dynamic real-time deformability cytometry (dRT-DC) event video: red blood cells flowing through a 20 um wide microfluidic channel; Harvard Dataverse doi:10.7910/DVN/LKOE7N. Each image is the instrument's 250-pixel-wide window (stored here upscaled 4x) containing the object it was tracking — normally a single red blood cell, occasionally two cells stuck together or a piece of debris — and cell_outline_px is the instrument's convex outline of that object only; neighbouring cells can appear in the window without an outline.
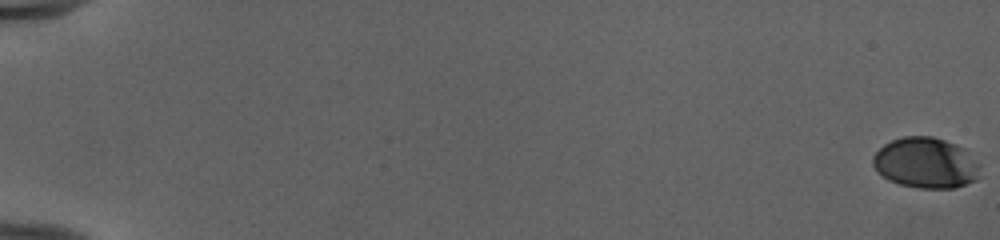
{"species": "human", "species_latin": "Homo sapiens", "temperature_condition": "cold", "stored_images_in_passage": 55, "camera_frame_rate_fps": 3000, "um_per_image_px": 0.085, "donor": {"sex": "female"}, "frame": {"image": 1, "passage_image": 1, "time_ms": 0.0, "image_size_px": [1000, 240], "cell_outline_px": [[980, 176], [976, 180], [952, 188], [916, 188], [900, 184], [888, 180], [876, 172], [872, 164], [872, 156], [884, 144], [892, 140], [904, 136], [932, 136], [944, 140], [964, 148], [980, 164]], "centroid_in_image_um": [78.67, 13.85], "position_along_channel_um": 6.3, "area_um2": 31.85}}
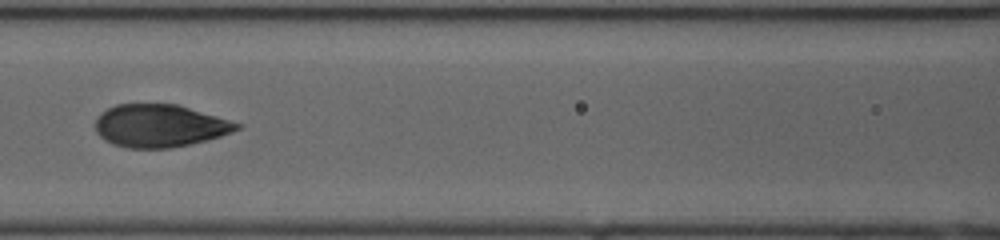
{"frame": {"image": 2, "passage_image": 28, "time_ms": 9.0, "image_size_px": [1000, 240], "cell_outline_px": [[244, 124], [240, 128], [232, 132], [220, 136], [192, 144], [172, 148], [128, 148], [112, 144], [104, 140], [96, 132], [96, 120], [108, 108], [116, 104], [176, 104]], "centroid_in_image_um": [13.6, 10.7], "position_along_channel_um": 153.0, "area_um2": 35.08}}
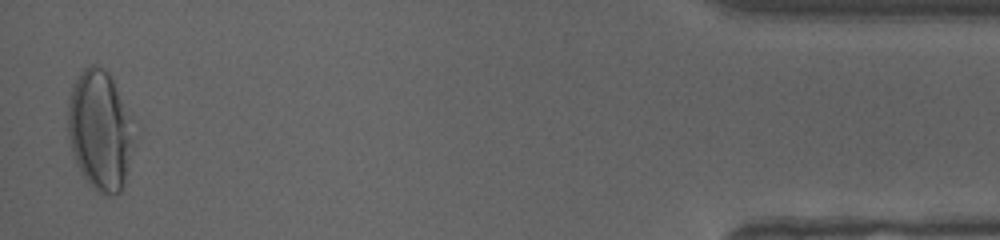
{"frame": {"image": 3, "passage_image": 54, "time_ms": 17.667, "image_size_px": [1000, 240], "cell_outline_px": [[132, 148], [124, 184], [120, 192], [100, 192], [92, 188], [80, 172], [72, 156], [68, 136], [68, 96], [72, 84], [80, 72], [84, 68], [92, 64], [96, 64], [104, 68], [108, 72], [132, 116]], "centroid_in_image_um": [8.46, 11.03], "position_along_channel_um": 426.7, "area_um2": 46.12}, "authors_computed_cell_mechanics": {"area_um2": 35.258, "velocity_mm_per_s": 3.986, "shape_relaxation_time_tau1_ms": 4.3726, "shape_relaxation_time_tau2_ms": null, "deformation_change_tau1": 0.1928, "deformation_change_tau2": null}}